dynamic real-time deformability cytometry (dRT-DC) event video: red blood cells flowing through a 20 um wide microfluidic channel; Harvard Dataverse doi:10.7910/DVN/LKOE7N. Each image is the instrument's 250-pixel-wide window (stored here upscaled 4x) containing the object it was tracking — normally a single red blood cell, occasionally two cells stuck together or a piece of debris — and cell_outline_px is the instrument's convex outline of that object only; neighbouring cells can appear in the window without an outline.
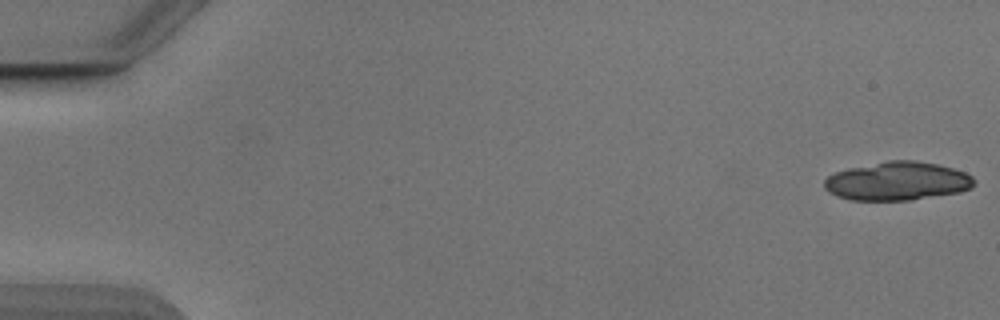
{"species": "Egyptian fruit bat (a non-hibernating species)", "species_latin": "Rousettus aegyptiacus", "temperature_condition": "cold", "stored_images_in_passage": 19, "camera_frame_rate_fps": 3000, "um_per_image_px": 0.085, "animal": {"sex": "male"}, "frame": {"image": 1, "passage_image": 1, "time_ms": 0.0, "image_size_px": [1000, 320], "cell_outline_px": [[976, 184], [972, 188], [960, 192], [908, 200], [848, 200], [836, 196], [828, 192], [824, 188], [824, 180], [828, 176], [836, 172], [848, 168], [888, 160], [916, 160], [936, 164], [952, 168], [964, 172], [972, 176], [976, 180]], "centroid_in_image_um": [76.27, 15.39], "position_along_channel_um": 8.7, "area_um2": 33.81}}